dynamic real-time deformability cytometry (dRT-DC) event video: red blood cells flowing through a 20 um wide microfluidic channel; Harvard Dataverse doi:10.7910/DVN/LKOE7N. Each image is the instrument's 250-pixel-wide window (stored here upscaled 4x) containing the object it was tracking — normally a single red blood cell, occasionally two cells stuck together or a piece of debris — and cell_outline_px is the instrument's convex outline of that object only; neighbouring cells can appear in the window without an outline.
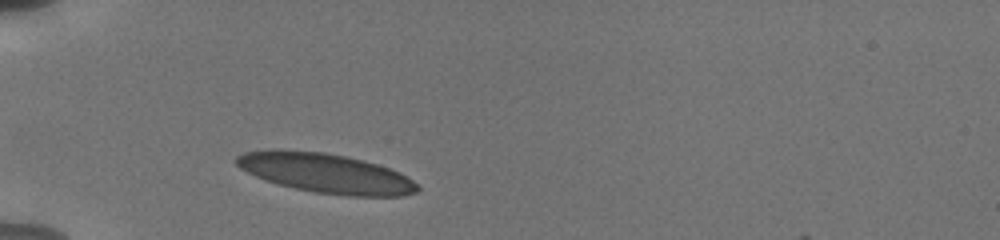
{"species": "human", "species_latin": "Homo sapiens", "temperature_condition": "cold", "stored_images_in_passage": 33, "camera_frame_rate_fps": 3000, "um_per_image_px": 0.085, "donor": {"sex": "male"}, "frame": {"image": 1, "passage_image": 1, "time_ms": 0.0, "image_size_px": [1000, 240], "cell_outline_px": [[420, 188], [416, 192], [404, 196], [348, 196], [316, 192], [296, 188], [280, 184], [256, 176], [240, 168], [232, 160], [236, 156], [244, 152], [272, 148], [276, 148], [324, 152], [364, 160], [400, 172], [408, 176]], "centroid_in_image_um": [27.67, 14.7], "position_along_channel_um": 57.3, "area_um2": 41.79}}
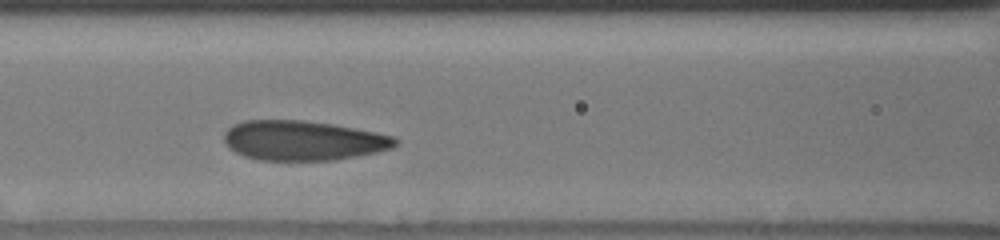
{"frame": {"image": 2, "passage_image": 9, "time_ms": 2.667, "image_size_px": [1000, 240], "cell_outline_px": [[400, 140], [392, 148], [376, 152], [336, 160], [260, 160], [244, 156], [228, 148], [224, 144], [224, 132], [232, 124], [244, 120], [304, 120], [332, 124], [376, 132], [392, 136]], "centroid_in_image_um": [25.73, 11.94], "position_along_channel_um": 140.9, "area_um2": 39.82}}
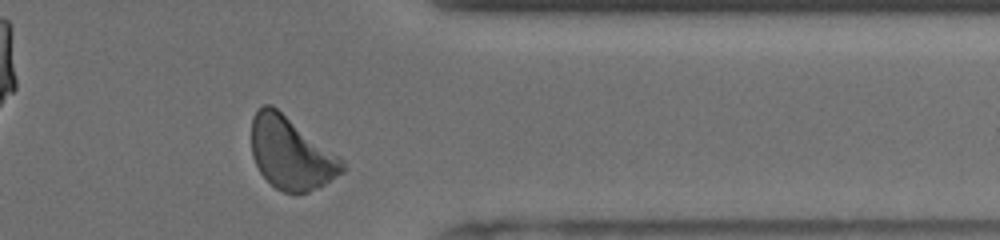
{"frame": {"image": 3, "passage_image": 29, "time_ms": 9.333, "image_size_px": [1000, 240], "cell_outline_px": [[348, 168], [344, 172], [320, 188], [308, 192], [284, 192], [276, 188], [260, 172], [252, 156], [252, 116], [264, 104], [272, 104], [340, 156], [344, 160]], "centroid_in_image_um": [24.78, 13.03], "position_along_channel_um": 386.6, "area_um2": 38.44}, "authors_computed_cell_mechanics": {"area_um2": 39.8242, "velocity_mm_per_s": 3.7618, "shape_relaxation_time_tau1_ms": 3.2484, "shape_relaxation_time_tau2_ms": null, "deformation_change_tau1": 0.1195, "deformation_change_tau2": null}}